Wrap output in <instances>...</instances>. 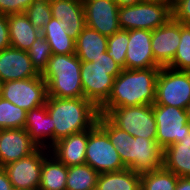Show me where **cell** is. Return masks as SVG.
<instances>
[{
	"label": "cell",
	"mask_w": 190,
	"mask_h": 190,
	"mask_svg": "<svg viewBox=\"0 0 190 190\" xmlns=\"http://www.w3.org/2000/svg\"><path fill=\"white\" fill-rule=\"evenodd\" d=\"M160 68L122 69L114 79L112 92L99 108V113L106 115L112 108L117 107L153 105Z\"/></svg>",
	"instance_id": "cell-1"
},
{
	"label": "cell",
	"mask_w": 190,
	"mask_h": 190,
	"mask_svg": "<svg viewBox=\"0 0 190 190\" xmlns=\"http://www.w3.org/2000/svg\"><path fill=\"white\" fill-rule=\"evenodd\" d=\"M45 105L51 116L52 145L71 134L90 130L99 115V109L84 97H47Z\"/></svg>",
	"instance_id": "cell-2"
},
{
	"label": "cell",
	"mask_w": 190,
	"mask_h": 190,
	"mask_svg": "<svg viewBox=\"0 0 190 190\" xmlns=\"http://www.w3.org/2000/svg\"><path fill=\"white\" fill-rule=\"evenodd\" d=\"M81 60L73 54H52L41 74L47 84L48 97H84L81 82Z\"/></svg>",
	"instance_id": "cell-3"
},
{
	"label": "cell",
	"mask_w": 190,
	"mask_h": 190,
	"mask_svg": "<svg viewBox=\"0 0 190 190\" xmlns=\"http://www.w3.org/2000/svg\"><path fill=\"white\" fill-rule=\"evenodd\" d=\"M122 69L107 52L92 62L81 61L80 75L84 98L99 109L108 100L114 79Z\"/></svg>",
	"instance_id": "cell-4"
},
{
	"label": "cell",
	"mask_w": 190,
	"mask_h": 190,
	"mask_svg": "<svg viewBox=\"0 0 190 190\" xmlns=\"http://www.w3.org/2000/svg\"><path fill=\"white\" fill-rule=\"evenodd\" d=\"M173 4L139 2L119 7L118 19L121 30L146 29L153 31L172 18Z\"/></svg>",
	"instance_id": "cell-5"
},
{
	"label": "cell",
	"mask_w": 190,
	"mask_h": 190,
	"mask_svg": "<svg viewBox=\"0 0 190 190\" xmlns=\"http://www.w3.org/2000/svg\"><path fill=\"white\" fill-rule=\"evenodd\" d=\"M115 126L133 137L156 141L157 130L153 105L112 108L105 115Z\"/></svg>",
	"instance_id": "cell-6"
},
{
	"label": "cell",
	"mask_w": 190,
	"mask_h": 190,
	"mask_svg": "<svg viewBox=\"0 0 190 190\" xmlns=\"http://www.w3.org/2000/svg\"><path fill=\"white\" fill-rule=\"evenodd\" d=\"M190 102V71L161 67L156 81L153 105H168L186 109Z\"/></svg>",
	"instance_id": "cell-7"
},
{
	"label": "cell",
	"mask_w": 190,
	"mask_h": 190,
	"mask_svg": "<svg viewBox=\"0 0 190 190\" xmlns=\"http://www.w3.org/2000/svg\"><path fill=\"white\" fill-rule=\"evenodd\" d=\"M85 163L99 174L126 168L108 135L97 124L88 130Z\"/></svg>",
	"instance_id": "cell-8"
},
{
	"label": "cell",
	"mask_w": 190,
	"mask_h": 190,
	"mask_svg": "<svg viewBox=\"0 0 190 190\" xmlns=\"http://www.w3.org/2000/svg\"><path fill=\"white\" fill-rule=\"evenodd\" d=\"M156 121V142L164 150L190 134L186 109L168 105H153Z\"/></svg>",
	"instance_id": "cell-9"
},
{
	"label": "cell",
	"mask_w": 190,
	"mask_h": 190,
	"mask_svg": "<svg viewBox=\"0 0 190 190\" xmlns=\"http://www.w3.org/2000/svg\"><path fill=\"white\" fill-rule=\"evenodd\" d=\"M1 97L26 112L46 104L47 84L41 74L37 77L2 83Z\"/></svg>",
	"instance_id": "cell-10"
},
{
	"label": "cell",
	"mask_w": 190,
	"mask_h": 190,
	"mask_svg": "<svg viewBox=\"0 0 190 190\" xmlns=\"http://www.w3.org/2000/svg\"><path fill=\"white\" fill-rule=\"evenodd\" d=\"M50 152L38 148L34 153L3 166L12 187L18 190H38L44 157Z\"/></svg>",
	"instance_id": "cell-11"
},
{
	"label": "cell",
	"mask_w": 190,
	"mask_h": 190,
	"mask_svg": "<svg viewBox=\"0 0 190 190\" xmlns=\"http://www.w3.org/2000/svg\"><path fill=\"white\" fill-rule=\"evenodd\" d=\"M83 7L86 26L107 37L121 30L114 0H83Z\"/></svg>",
	"instance_id": "cell-12"
},
{
	"label": "cell",
	"mask_w": 190,
	"mask_h": 190,
	"mask_svg": "<svg viewBox=\"0 0 190 190\" xmlns=\"http://www.w3.org/2000/svg\"><path fill=\"white\" fill-rule=\"evenodd\" d=\"M180 43V22L171 18L166 24L152 31L151 48L155 62L167 67L174 59Z\"/></svg>",
	"instance_id": "cell-13"
},
{
	"label": "cell",
	"mask_w": 190,
	"mask_h": 190,
	"mask_svg": "<svg viewBox=\"0 0 190 190\" xmlns=\"http://www.w3.org/2000/svg\"><path fill=\"white\" fill-rule=\"evenodd\" d=\"M37 149L24 128L0 130V167L27 157Z\"/></svg>",
	"instance_id": "cell-14"
},
{
	"label": "cell",
	"mask_w": 190,
	"mask_h": 190,
	"mask_svg": "<svg viewBox=\"0 0 190 190\" xmlns=\"http://www.w3.org/2000/svg\"><path fill=\"white\" fill-rule=\"evenodd\" d=\"M151 38L152 31L150 30H129L125 69L160 67L154 60L151 48Z\"/></svg>",
	"instance_id": "cell-15"
},
{
	"label": "cell",
	"mask_w": 190,
	"mask_h": 190,
	"mask_svg": "<svg viewBox=\"0 0 190 190\" xmlns=\"http://www.w3.org/2000/svg\"><path fill=\"white\" fill-rule=\"evenodd\" d=\"M40 74L33 67L27 51L13 47L0 51V82L37 77Z\"/></svg>",
	"instance_id": "cell-16"
},
{
	"label": "cell",
	"mask_w": 190,
	"mask_h": 190,
	"mask_svg": "<svg viewBox=\"0 0 190 190\" xmlns=\"http://www.w3.org/2000/svg\"><path fill=\"white\" fill-rule=\"evenodd\" d=\"M163 164V149L152 139L132 136L130 169L143 174L158 170Z\"/></svg>",
	"instance_id": "cell-17"
},
{
	"label": "cell",
	"mask_w": 190,
	"mask_h": 190,
	"mask_svg": "<svg viewBox=\"0 0 190 190\" xmlns=\"http://www.w3.org/2000/svg\"><path fill=\"white\" fill-rule=\"evenodd\" d=\"M52 17L64 23L74 40L86 26L83 0H50Z\"/></svg>",
	"instance_id": "cell-18"
},
{
	"label": "cell",
	"mask_w": 190,
	"mask_h": 190,
	"mask_svg": "<svg viewBox=\"0 0 190 190\" xmlns=\"http://www.w3.org/2000/svg\"><path fill=\"white\" fill-rule=\"evenodd\" d=\"M88 130L71 134L56 141L49 149L60 162L67 167L81 165L86 160Z\"/></svg>",
	"instance_id": "cell-19"
},
{
	"label": "cell",
	"mask_w": 190,
	"mask_h": 190,
	"mask_svg": "<svg viewBox=\"0 0 190 190\" xmlns=\"http://www.w3.org/2000/svg\"><path fill=\"white\" fill-rule=\"evenodd\" d=\"M24 129L38 148L52 147V122L46 105L27 112Z\"/></svg>",
	"instance_id": "cell-20"
},
{
	"label": "cell",
	"mask_w": 190,
	"mask_h": 190,
	"mask_svg": "<svg viewBox=\"0 0 190 190\" xmlns=\"http://www.w3.org/2000/svg\"><path fill=\"white\" fill-rule=\"evenodd\" d=\"M11 47L28 51L41 31L31 24L25 13L7 15Z\"/></svg>",
	"instance_id": "cell-21"
},
{
	"label": "cell",
	"mask_w": 190,
	"mask_h": 190,
	"mask_svg": "<svg viewBox=\"0 0 190 190\" xmlns=\"http://www.w3.org/2000/svg\"><path fill=\"white\" fill-rule=\"evenodd\" d=\"M108 37L85 26L75 40V54L81 61L92 62L107 50Z\"/></svg>",
	"instance_id": "cell-22"
},
{
	"label": "cell",
	"mask_w": 190,
	"mask_h": 190,
	"mask_svg": "<svg viewBox=\"0 0 190 190\" xmlns=\"http://www.w3.org/2000/svg\"><path fill=\"white\" fill-rule=\"evenodd\" d=\"M68 167L50 152L44 157L38 190H66Z\"/></svg>",
	"instance_id": "cell-23"
},
{
	"label": "cell",
	"mask_w": 190,
	"mask_h": 190,
	"mask_svg": "<svg viewBox=\"0 0 190 190\" xmlns=\"http://www.w3.org/2000/svg\"><path fill=\"white\" fill-rule=\"evenodd\" d=\"M96 190H141V174L125 168L98 175Z\"/></svg>",
	"instance_id": "cell-24"
},
{
	"label": "cell",
	"mask_w": 190,
	"mask_h": 190,
	"mask_svg": "<svg viewBox=\"0 0 190 190\" xmlns=\"http://www.w3.org/2000/svg\"><path fill=\"white\" fill-rule=\"evenodd\" d=\"M96 124L108 135L124 166L130 169L132 135L115 126L105 115H98Z\"/></svg>",
	"instance_id": "cell-25"
},
{
	"label": "cell",
	"mask_w": 190,
	"mask_h": 190,
	"mask_svg": "<svg viewBox=\"0 0 190 190\" xmlns=\"http://www.w3.org/2000/svg\"><path fill=\"white\" fill-rule=\"evenodd\" d=\"M41 33L49 43L52 54L75 53V40L66 32V26L61 20L52 18Z\"/></svg>",
	"instance_id": "cell-26"
},
{
	"label": "cell",
	"mask_w": 190,
	"mask_h": 190,
	"mask_svg": "<svg viewBox=\"0 0 190 190\" xmlns=\"http://www.w3.org/2000/svg\"><path fill=\"white\" fill-rule=\"evenodd\" d=\"M162 166L178 177H190V147L179 142L166 147Z\"/></svg>",
	"instance_id": "cell-27"
},
{
	"label": "cell",
	"mask_w": 190,
	"mask_h": 190,
	"mask_svg": "<svg viewBox=\"0 0 190 190\" xmlns=\"http://www.w3.org/2000/svg\"><path fill=\"white\" fill-rule=\"evenodd\" d=\"M99 173L86 163L68 167L66 190L96 189Z\"/></svg>",
	"instance_id": "cell-28"
},
{
	"label": "cell",
	"mask_w": 190,
	"mask_h": 190,
	"mask_svg": "<svg viewBox=\"0 0 190 190\" xmlns=\"http://www.w3.org/2000/svg\"><path fill=\"white\" fill-rule=\"evenodd\" d=\"M177 182L178 176L163 166L141 174V190H175Z\"/></svg>",
	"instance_id": "cell-29"
},
{
	"label": "cell",
	"mask_w": 190,
	"mask_h": 190,
	"mask_svg": "<svg viewBox=\"0 0 190 190\" xmlns=\"http://www.w3.org/2000/svg\"><path fill=\"white\" fill-rule=\"evenodd\" d=\"M27 112L0 96V130L24 128Z\"/></svg>",
	"instance_id": "cell-30"
},
{
	"label": "cell",
	"mask_w": 190,
	"mask_h": 190,
	"mask_svg": "<svg viewBox=\"0 0 190 190\" xmlns=\"http://www.w3.org/2000/svg\"><path fill=\"white\" fill-rule=\"evenodd\" d=\"M167 67L177 71H190V25L180 23V43L173 61Z\"/></svg>",
	"instance_id": "cell-31"
},
{
	"label": "cell",
	"mask_w": 190,
	"mask_h": 190,
	"mask_svg": "<svg viewBox=\"0 0 190 190\" xmlns=\"http://www.w3.org/2000/svg\"><path fill=\"white\" fill-rule=\"evenodd\" d=\"M27 52L33 67L39 74H42L52 55L50 45L42 33L38 35Z\"/></svg>",
	"instance_id": "cell-32"
},
{
	"label": "cell",
	"mask_w": 190,
	"mask_h": 190,
	"mask_svg": "<svg viewBox=\"0 0 190 190\" xmlns=\"http://www.w3.org/2000/svg\"><path fill=\"white\" fill-rule=\"evenodd\" d=\"M129 42V30H120L108 36L107 54L125 69L126 51Z\"/></svg>",
	"instance_id": "cell-33"
},
{
	"label": "cell",
	"mask_w": 190,
	"mask_h": 190,
	"mask_svg": "<svg viewBox=\"0 0 190 190\" xmlns=\"http://www.w3.org/2000/svg\"><path fill=\"white\" fill-rule=\"evenodd\" d=\"M24 13L33 27L39 31H42L45 25L53 18L50 0H34Z\"/></svg>",
	"instance_id": "cell-34"
},
{
	"label": "cell",
	"mask_w": 190,
	"mask_h": 190,
	"mask_svg": "<svg viewBox=\"0 0 190 190\" xmlns=\"http://www.w3.org/2000/svg\"><path fill=\"white\" fill-rule=\"evenodd\" d=\"M172 18L184 25H190V0H174Z\"/></svg>",
	"instance_id": "cell-35"
},
{
	"label": "cell",
	"mask_w": 190,
	"mask_h": 190,
	"mask_svg": "<svg viewBox=\"0 0 190 190\" xmlns=\"http://www.w3.org/2000/svg\"><path fill=\"white\" fill-rule=\"evenodd\" d=\"M11 47L7 15L0 13V51Z\"/></svg>",
	"instance_id": "cell-36"
},
{
	"label": "cell",
	"mask_w": 190,
	"mask_h": 190,
	"mask_svg": "<svg viewBox=\"0 0 190 190\" xmlns=\"http://www.w3.org/2000/svg\"><path fill=\"white\" fill-rule=\"evenodd\" d=\"M0 13L5 15L17 14V0H0Z\"/></svg>",
	"instance_id": "cell-37"
},
{
	"label": "cell",
	"mask_w": 190,
	"mask_h": 190,
	"mask_svg": "<svg viewBox=\"0 0 190 190\" xmlns=\"http://www.w3.org/2000/svg\"><path fill=\"white\" fill-rule=\"evenodd\" d=\"M12 184L3 169V167H0V190H12Z\"/></svg>",
	"instance_id": "cell-38"
},
{
	"label": "cell",
	"mask_w": 190,
	"mask_h": 190,
	"mask_svg": "<svg viewBox=\"0 0 190 190\" xmlns=\"http://www.w3.org/2000/svg\"><path fill=\"white\" fill-rule=\"evenodd\" d=\"M175 190H190V177H178Z\"/></svg>",
	"instance_id": "cell-39"
},
{
	"label": "cell",
	"mask_w": 190,
	"mask_h": 190,
	"mask_svg": "<svg viewBox=\"0 0 190 190\" xmlns=\"http://www.w3.org/2000/svg\"><path fill=\"white\" fill-rule=\"evenodd\" d=\"M34 0H17V14L24 13Z\"/></svg>",
	"instance_id": "cell-40"
},
{
	"label": "cell",
	"mask_w": 190,
	"mask_h": 190,
	"mask_svg": "<svg viewBox=\"0 0 190 190\" xmlns=\"http://www.w3.org/2000/svg\"><path fill=\"white\" fill-rule=\"evenodd\" d=\"M118 7L130 6L142 2V0H114Z\"/></svg>",
	"instance_id": "cell-41"
},
{
	"label": "cell",
	"mask_w": 190,
	"mask_h": 190,
	"mask_svg": "<svg viewBox=\"0 0 190 190\" xmlns=\"http://www.w3.org/2000/svg\"><path fill=\"white\" fill-rule=\"evenodd\" d=\"M142 2L158 3V4H173V0H142Z\"/></svg>",
	"instance_id": "cell-42"
},
{
	"label": "cell",
	"mask_w": 190,
	"mask_h": 190,
	"mask_svg": "<svg viewBox=\"0 0 190 190\" xmlns=\"http://www.w3.org/2000/svg\"><path fill=\"white\" fill-rule=\"evenodd\" d=\"M179 143L190 147V134L186 135L183 139H181Z\"/></svg>",
	"instance_id": "cell-43"
},
{
	"label": "cell",
	"mask_w": 190,
	"mask_h": 190,
	"mask_svg": "<svg viewBox=\"0 0 190 190\" xmlns=\"http://www.w3.org/2000/svg\"><path fill=\"white\" fill-rule=\"evenodd\" d=\"M187 116H188V122L190 123V102L186 108Z\"/></svg>",
	"instance_id": "cell-44"
},
{
	"label": "cell",
	"mask_w": 190,
	"mask_h": 190,
	"mask_svg": "<svg viewBox=\"0 0 190 190\" xmlns=\"http://www.w3.org/2000/svg\"><path fill=\"white\" fill-rule=\"evenodd\" d=\"M1 90H2V83L0 82V96H1Z\"/></svg>",
	"instance_id": "cell-45"
}]
</instances>
